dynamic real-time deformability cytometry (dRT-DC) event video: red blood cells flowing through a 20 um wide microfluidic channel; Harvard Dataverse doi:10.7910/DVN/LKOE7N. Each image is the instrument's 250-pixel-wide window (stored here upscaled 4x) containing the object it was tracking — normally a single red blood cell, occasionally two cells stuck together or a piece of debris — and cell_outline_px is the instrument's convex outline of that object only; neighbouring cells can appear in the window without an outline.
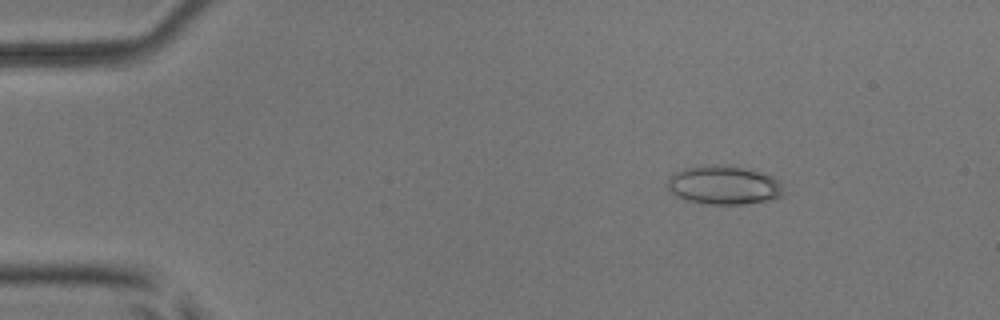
{"species": "common noctule bat (a hibernating species)", "species_latin": "Nyctalus noctula", "temperature_condition": "room temperature", "stored_images_in_passage": 51, "camera_frame_rate_fps": 3000, "um_per_image_px": 0.085, "animal": {"sex": "male", "body_mass_g": 17.9, "forearm_length_mm": 54.2}, "frame": {"image": 1, "passage_image": 7, "time_ms": 2.0, "image_size_px": [1000, 320], "cell_outline_px": [[792, 192], [784, 196], [744, 204], [708, 204], [688, 200], [676, 196], [668, 188], [668, 176], [684, 168], [700, 164], [732, 164], [760, 172], [772, 176], [780, 180]], "centroid_in_image_um": [61.62, 15.7], "position_along_channel_um": 23.4, "area_um2": 27.05}}
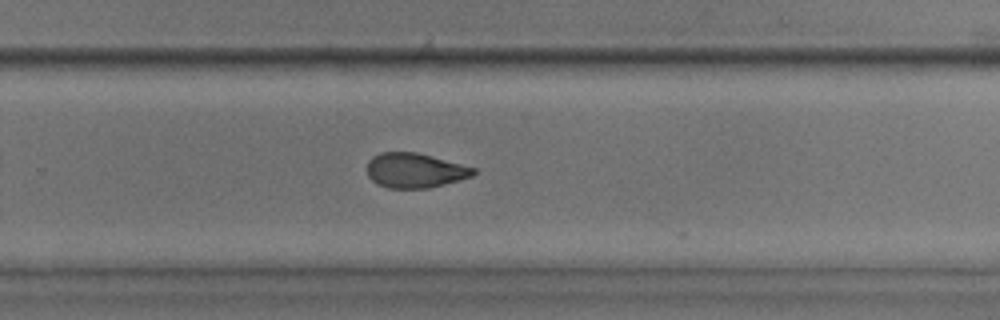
{"frame": {"image": 2, "passage_image": 34, "time_ms": 11.0, "image_size_px": [1000, 320], "cell_outline_px": [[476, 172], [472, 176], [444, 184], [428, 188], [388, 188], [376, 184], [368, 176], [368, 160], [372, 156], [380, 152], [416, 152], [432, 156], [476, 168]], "centroid_in_image_um": [35.24, 14.48], "position_along_channel_um": 294.6, "area_um2": 21.5}}
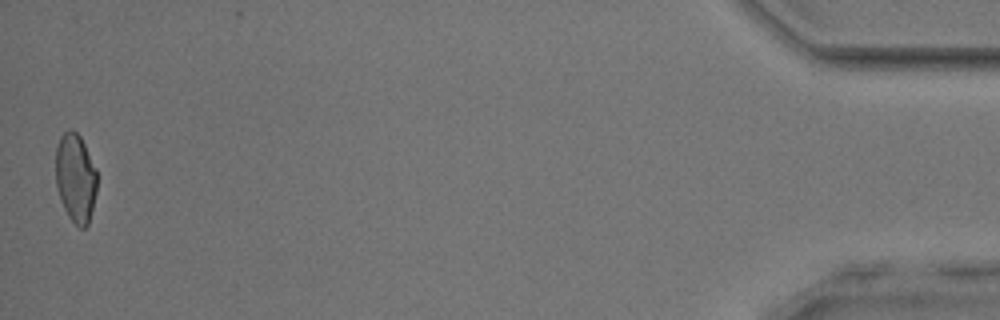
{"frame": {"image": 3, "passage_image": 51, "time_ms": 16.667, "image_size_px": [1000, 320], "cell_outline_px": [[96, 192], [88, 224], [84, 228], [80, 228], [68, 216], [60, 200], [56, 188], [56, 148], [60, 136], [68, 128], [72, 128], [80, 136], [96, 168]], "centroid_in_image_um": [6.4, 15.1], "position_along_channel_um": 428.8, "area_um2": 21.39}, "authors_computed_cell_mechanics": {"area_um2": 22.542, "velocity_mm_per_s": 3.9771, "shape_relaxation_time_tau1_ms": 3.6436, "shape_relaxation_time_tau2_ms": 1.7952, "deformation_change_tau1": 0.1345, "deformation_change_tau2": 0.0852}}